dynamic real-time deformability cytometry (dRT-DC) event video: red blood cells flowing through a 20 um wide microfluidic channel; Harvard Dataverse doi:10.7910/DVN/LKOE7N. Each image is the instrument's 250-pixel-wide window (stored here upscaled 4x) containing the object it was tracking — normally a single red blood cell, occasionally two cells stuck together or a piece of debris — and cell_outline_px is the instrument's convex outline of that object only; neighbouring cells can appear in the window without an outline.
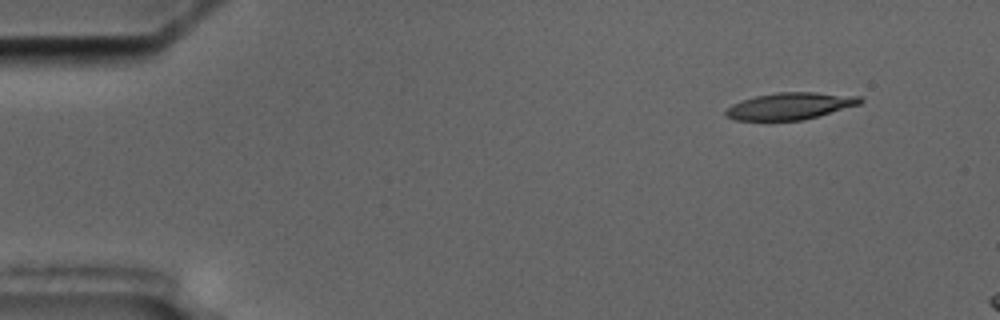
{"species": "common noctule bat (a hibernating species)", "species_latin": "Nyctalus noctula", "temperature_condition": "cold", "stored_images_in_passage": 3, "camera_frame_rate_fps": 3000, "um_per_image_px": 0.085, "animal": {"sex": "male", "body_mass_g": 17.5, "forearm_length_mm": 52.3}, "frame": {"image": 1, "passage_image": 1, "time_ms": 0.0, "image_size_px": [1000, 320], "cell_outline_px": [[864, 100], [860, 104], [816, 116], [800, 120], [736, 120], [724, 116], [724, 112], [732, 104], [740, 100], [756, 96], [776, 92], [816, 92], [860, 96]], "centroid_in_image_um": [67.13, 9.0], "position_along_channel_um": 17.9, "area_um2": 20.92}}